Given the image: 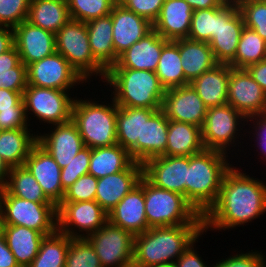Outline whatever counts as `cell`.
Returning a JSON list of instances; mask_svg holds the SVG:
<instances>
[{"label": "cell", "mask_w": 266, "mask_h": 267, "mask_svg": "<svg viewBox=\"0 0 266 267\" xmlns=\"http://www.w3.org/2000/svg\"><path fill=\"white\" fill-rule=\"evenodd\" d=\"M235 168V169H234ZM232 166L224 175L216 203L203 216L204 232L244 225L266 212V184Z\"/></svg>", "instance_id": "6da1fadb"}, {"label": "cell", "mask_w": 266, "mask_h": 267, "mask_svg": "<svg viewBox=\"0 0 266 267\" xmlns=\"http://www.w3.org/2000/svg\"><path fill=\"white\" fill-rule=\"evenodd\" d=\"M203 233L204 225L149 228L134 237L132 267L174 264L192 243L198 242Z\"/></svg>", "instance_id": "7a4b0ae2"}, {"label": "cell", "mask_w": 266, "mask_h": 267, "mask_svg": "<svg viewBox=\"0 0 266 267\" xmlns=\"http://www.w3.org/2000/svg\"><path fill=\"white\" fill-rule=\"evenodd\" d=\"M226 157L210 149L189 156L185 199L202 216L216 203L224 175L232 167Z\"/></svg>", "instance_id": "3957f363"}, {"label": "cell", "mask_w": 266, "mask_h": 267, "mask_svg": "<svg viewBox=\"0 0 266 267\" xmlns=\"http://www.w3.org/2000/svg\"><path fill=\"white\" fill-rule=\"evenodd\" d=\"M104 79L113 86V100L118 106L161 109L166 90L155 72L109 68Z\"/></svg>", "instance_id": "277c9868"}, {"label": "cell", "mask_w": 266, "mask_h": 267, "mask_svg": "<svg viewBox=\"0 0 266 267\" xmlns=\"http://www.w3.org/2000/svg\"><path fill=\"white\" fill-rule=\"evenodd\" d=\"M100 104L94 101L75 99L72 121L76 124L85 146L94 149L117 144L118 105Z\"/></svg>", "instance_id": "5b68a950"}, {"label": "cell", "mask_w": 266, "mask_h": 267, "mask_svg": "<svg viewBox=\"0 0 266 267\" xmlns=\"http://www.w3.org/2000/svg\"><path fill=\"white\" fill-rule=\"evenodd\" d=\"M145 212L148 226L203 225V216L177 192L156 187L144 177Z\"/></svg>", "instance_id": "8992f818"}, {"label": "cell", "mask_w": 266, "mask_h": 267, "mask_svg": "<svg viewBox=\"0 0 266 267\" xmlns=\"http://www.w3.org/2000/svg\"><path fill=\"white\" fill-rule=\"evenodd\" d=\"M56 52L60 53L86 81L94 74L105 78L106 70L95 60L86 23L70 20L55 34Z\"/></svg>", "instance_id": "52a82bcc"}, {"label": "cell", "mask_w": 266, "mask_h": 267, "mask_svg": "<svg viewBox=\"0 0 266 267\" xmlns=\"http://www.w3.org/2000/svg\"><path fill=\"white\" fill-rule=\"evenodd\" d=\"M0 209L4 225L24 226L45 236L57 230V206L53 202H32L11 195L4 188Z\"/></svg>", "instance_id": "ba28073f"}, {"label": "cell", "mask_w": 266, "mask_h": 267, "mask_svg": "<svg viewBox=\"0 0 266 267\" xmlns=\"http://www.w3.org/2000/svg\"><path fill=\"white\" fill-rule=\"evenodd\" d=\"M134 235L107 221L85 239L91 244L102 267H132Z\"/></svg>", "instance_id": "9c48e42d"}, {"label": "cell", "mask_w": 266, "mask_h": 267, "mask_svg": "<svg viewBox=\"0 0 266 267\" xmlns=\"http://www.w3.org/2000/svg\"><path fill=\"white\" fill-rule=\"evenodd\" d=\"M67 91L27 85L23 92V102L27 120L32 111L36 118L54 125L72 120L74 98Z\"/></svg>", "instance_id": "30bf717a"}, {"label": "cell", "mask_w": 266, "mask_h": 267, "mask_svg": "<svg viewBox=\"0 0 266 267\" xmlns=\"http://www.w3.org/2000/svg\"><path fill=\"white\" fill-rule=\"evenodd\" d=\"M107 221L108 213L95 200L61 202L57 206V230L71 238H86ZM72 226L75 227L74 230ZM78 228L79 233L75 230ZM84 231L85 235L80 234Z\"/></svg>", "instance_id": "8fae6325"}, {"label": "cell", "mask_w": 266, "mask_h": 267, "mask_svg": "<svg viewBox=\"0 0 266 267\" xmlns=\"http://www.w3.org/2000/svg\"><path fill=\"white\" fill-rule=\"evenodd\" d=\"M246 117L231 105L209 107L202 132V143L205 149L227 153V148L234 144L238 127ZM241 120V121H240Z\"/></svg>", "instance_id": "7c38bea8"}, {"label": "cell", "mask_w": 266, "mask_h": 267, "mask_svg": "<svg viewBox=\"0 0 266 267\" xmlns=\"http://www.w3.org/2000/svg\"><path fill=\"white\" fill-rule=\"evenodd\" d=\"M244 27L237 2L227 1L218 7L217 33L208 43L217 63L229 64L234 59Z\"/></svg>", "instance_id": "4fadbf2b"}, {"label": "cell", "mask_w": 266, "mask_h": 267, "mask_svg": "<svg viewBox=\"0 0 266 267\" xmlns=\"http://www.w3.org/2000/svg\"><path fill=\"white\" fill-rule=\"evenodd\" d=\"M85 81L60 54H54L27 65L28 85L70 91V88Z\"/></svg>", "instance_id": "5bb4252c"}, {"label": "cell", "mask_w": 266, "mask_h": 267, "mask_svg": "<svg viewBox=\"0 0 266 267\" xmlns=\"http://www.w3.org/2000/svg\"><path fill=\"white\" fill-rule=\"evenodd\" d=\"M228 104L246 118L266 113V94L245 68H231Z\"/></svg>", "instance_id": "9a60e30c"}, {"label": "cell", "mask_w": 266, "mask_h": 267, "mask_svg": "<svg viewBox=\"0 0 266 267\" xmlns=\"http://www.w3.org/2000/svg\"><path fill=\"white\" fill-rule=\"evenodd\" d=\"M142 166L143 176L150 183L185 197L189 156L160 155L148 159Z\"/></svg>", "instance_id": "2e32d148"}, {"label": "cell", "mask_w": 266, "mask_h": 267, "mask_svg": "<svg viewBox=\"0 0 266 267\" xmlns=\"http://www.w3.org/2000/svg\"><path fill=\"white\" fill-rule=\"evenodd\" d=\"M207 109L190 84L167 89L161 106L168 120L185 122L201 128L205 122Z\"/></svg>", "instance_id": "e0dca14e"}, {"label": "cell", "mask_w": 266, "mask_h": 267, "mask_svg": "<svg viewBox=\"0 0 266 267\" xmlns=\"http://www.w3.org/2000/svg\"><path fill=\"white\" fill-rule=\"evenodd\" d=\"M24 166L38 181L45 195L58 206L64 198L65 190L61 183V168L53 157L36 143Z\"/></svg>", "instance_id": "ac0fdd59"}, {"label": "cell", "mask_w": 266, "mask_h": 267, "mask_svg": "<svg viewBox=\"0 0 266 267\" xmlns=\"http://www.w3.org/2000/svg\"><path fill=\"white\" fill-rule=\"evenodd\" d=\"M14 45L27 66L56 52L55 33L24 20L14 28Z\"/></svg>", "instance_id": "d6986e66"}, {"label": "cell", "mask_w": 266, "mask_h": 267, "mask_svg": "<svg viewBox=\"0 0 266 267\" xmlns=\"http://www.w3.org/2000/svg\"><path fill=\"white\" fill-rule=\"evenodd\" d=\"M108 221L134 236L147 231L148 226L145 212L144 176L119 203L108 213Z\"/></svg>", "instance_id": "ffe728a7"}, {"label": "cell", "mask_w": 266, "mask_h": 267, "mask_svg": "<svg viewBox=\"0 0 266 267\" xmlns=\"http://www.w3.org/2000/svg\"><path fill=\"white\" fill-rule=\"evenodd\" d=\"M143 176L141 163L133 162L127 169L98 179L95 201L109 213Z\"/></svg>", "instance_id": "44dd1931"}, {"label": "cell", "mask_w": 266, "mask_h": 267, "mask_svg": "<svg viewBox=\"0 0 266 267\" xmlns=\"http://www.w3.org/2000/svg\"><path fill=\"white\" fill-rule=\"evenodd\" d=\"M52 130L54 131L50 134H37V143L53 157L62 169L85 145L78 127L72 120L57 124Z\"/></svg>", "instance_id": "7402d4cb"}, {"label": "cell", "mask_w": 266, "mask_h": 267, "mask_svg": "<svg viewBox=\"0 0 266 267\" xmlns=\"http://www.w3.org/2000/svg\"><path fill=\"white\" fill-rule=\"evenodd\" d=\"M110 15L113 46L118 56L153 30L150 21L127 10L118 2L113 6Z\"/></svg>", "instance_id": "603a6c76"}, {"label": "cell", "mask_w": 266, "mask_h": 267, "mask_svg": "<svg viewBox=\"0 0 266 267\" xmlns=\"http://www.w3.org/2000/svg\"><path fill=\"white\" fill-rule=\"evenodd\" d=\"M157 110L118 106L117 143L129 151L135 162L141 163L143 117H151Z\"/></svg>", "instance_id": "cb8c5ba5"}, {"label": "cell", "mask_w": 266, "mask_h": 267, "mask_svg": "<svg viewBox=\"0 0 266 267\" xmlns=\"http://www.w3.org/2000/svg\"><path fill=\"white\" fill-rule=\"evenodd\" d=\"M168 42L153 29L120 54L117 62L110 68H131L155 72L162 49Z\"/></svg>", "instance_id": "d4e9b609"}, {"label": "cell", "mask_w": 266, "mask_h": 267, "mask_svg": "<svg viewBox=\"0 0 266 267\" xmlns=\"http://www.w3.org/2000/svg\"><path fill=\"white\" fill-rule=\"evenodd\" d=\"M193 12L185 0H165L153 29L168 41L188 38Z\"/></svg>", "instance_id": "484cf974"}, {"label": "cell", "mask_w": 266, "mask_h": 267, "mask_svg": "<svg viewBox=\"0 0 266 267\" xmlns=\"http://www.w3.org/2000/svg\"><path fill=\"white\" fill-rule=\"evenodd\" d=\"M231 68L229 64L218 63L190 83L207 108L228 104L227 90Z\"/></svg>", "instance_id": "4316f807"}, {"label": "cell", "mask_w": 266, "mask_h": 267, "mask_svg": "<svg viewBox=\"0 0 266 267\" xmlns=\"http://www.w3.org/2000/svg\"><path fill=\"white\" fill-rule=\"evenodd\" d=\"M89 44L95 60L107 71L118 60L113 46L111 15L99 17L86 23Z\"/></svg>", "instance_id": "83f0119b"}, {"label": "cell", "mask_w": 266, "mask_h": 267, "mask_svg": "<svg viewBox=\"0 0 266 267\" xmlns=\"http://www.w3.org/2000/svg\"><path fill=\"white\" fill-rule=\"evenodd\" d=\"M173 42L179 47L181 66L189 84L202 73L218 64L207 42L193 41L188 38L174 40Z\"/></svg>", "instance_id": "f1b7e54d"}, {"label": "cell", "mask_w": 266, "mask_h": 267, "mask_svg": "<svg viewBox=\"0 0 266 267\" xmlns=\"http://www.w3.org/2000/svg\"><path fill=\"white\" fill-rule=\"evenodd\" d=\"M201 127L168 120L167 145L162 155L191 156L204 150Z\"/></svg>", "instance_id": "f546056e"}, {"label": "cell", "mask_w": 266, "mask_h": 267, "mask_svg": "<svg viewBox=\"0 0 266 267\" xmlns=\"http://www.w3.org/2000/svg\"><path fill=\"white\" fill-rule=\"evenodd\" d=\"M3 234L19 267H28L32 263L45 237L39 231L18 225H4Z\"/></svg>", "instance_id": "4dcf8cb0"}, {"label": "cell", "mask_w": 266, "mask_h": 267, "mask_svg": "<svg viewBox=\"0 0 266 267\" xmlns=\"http://www.w3.org/2000/svg\"><path fill=\"white\" fill-rule=\"evenodd\" d=\"M71 20L68 4L55 0H30L27 21L42 29L57 33Z\"/></svg>", "instance_id": "1f68e13d"}, {"label": "cell", "mask_w": 266, "mask_h": 267, "mask_svg": "<svg viewBox=\"0 0 266 267\" xmlns=\"http://www.w3.org/2000/svg\"><path fill=\"white\" fill-rule=\"evenodd\" d=\"M29 128L0 131V156L9 167L24 166L25 160L37 143Z\"/></svg>", "instance_id": "d6a6232c"}, {"label": "cell", "mask_w": 266, "mask_h": 267, "mask_svg": "<svg viewBox=\"0 0 266 267\" xmlns=\"http://www.w3.org/2000/svg\"><path fill=\"white\" fill-rule=\"evenodd\" d=\"M134 162L128 150L118 143L91 149L88 173L97 179L127 169Z\"/></svg>", "instance_id": "836d02e7"}, {"label": "cell", "mask_w": 266, "mask_h": 267, "mask_svg": "<svg viewBox=\"0 0 266 267\" xmlns=\"http://www.w3.org/2000/svg\"><path fill=\"white\" fill-rule=\"evenodd\" d=\"M167 132L168 119L161 109L151 117H143L141 164L165 152Z\"/></svg>", "instance_id": "e575fe53"}, {"label": "cell", "mask_w": 266, "mask_h": 267, "mask_svg": "<svg viewBox=\"0 0 266 267\" xmlns=\"http://www.w3.org/2000/svg\"><path fill=\"white\" fill-rule=\"evenodd\" d=\"M181 64L179 47L173 41H169L162 49L155 71L165 90L189 85Z\"/></svg>", "instance_id": "d590c367"}, {"label": "cell", "mask_w": 266, "mask_h": 267, "mask_svg": "<svg viewBox=\"0 0 266 267\" xmlns=\"http://www.w3.org/2000/svg\"><path fill=\"white\" fill-rule=\"evenodd\" d=\"M70 237L56 230L45 236L39 252L28 267H65Z\"/></svg>", "instance_id": "8d00e7d4"}, {"label": "cell", "mask_w": 266, "mask_h": 267, "mask_svg": "<svg viewBox=\"0 0 266 267\" xmlns=\"http://www.w3.org/2000/svg\"><path fill=\"white\" fill-rule=\"evenodd\" d=\"M4 188L13 196L32 202H52L25 166L11 167Z\"/></svg>", "instance_id": "74e56055"}, {"label": "cell", "mask_w": 266, "mask_h": 267, "mask_svg": "<svg viewBox=\"0 0 266 267\" xmlns=\"http://www.w3.org/2000/svg\"><path fill=\"white\" fill-rule=\"evenodd\" d=\"M266 59V41L254 30L244 27L234 59L229 63L233 68H247Z\"/></svg>", "instance_id": "f35d334b"}, {"label": "cell", "mask_w": 266, "mask_h": 267, "mask_svg": "<svg viewBox=\"0 0 266 267\" xmlns=\"http://www.w3.org/2000/svg\"><path fill=\"white\" fill-rule=\"evenodd\" d=\"M117 0H68L72 20L87 23L111 13Z\"/></svg>", "instance_id": "ab89813d"}, {"label": "cell", "mask_w": 266, "mask_h": 267, "mask_svg": "<svg viewBox=\"0 0 266 267\" xmlns=\"http://www.w3.org/2000/svg\"><path fill=\"white\" fill-rule=\"evenodd\" d=\"M218 7L194 10L188 39L207 42L217 33Z\"/></svg>", "instance_id": "60d3db41"}, {"label": "cell", "mask_w": 266, "mask_h": 267, "mask_svg": "<svg viewBox=\"0 0 266 267\" xmlns=\"http://www.w3.org/2000/svg\"><path fill=\"white\" fill-rule=\"evenodd\" d=\"M65 267H102L99 257L85 238H71Z\"/></svg>", "instance_id": "b9f144b4"}, {"label": "cell", "mask_w": 266, "mask_h": 267, "mask_svg": "<svg viewBox=\"0 0 266 267\" xmlns=\"http://www.w3.org/2000/svg\"><path fill=\"white\" fill-rule=\"evenodd\" d=\"M244 25L266 41V0L237 1Z\"/></svg>", "instance_id": "7bdbcfd3"}, {"label": "cell", "mask_w": 266, "mask_h": 267, "mask_svg": "<svg viewBox=\"0 0 266 267\" xmlns=\"http://www.w3.org/2000/svg\"><path fill=\"white\" fill-rule=\"evenodd\" d=\"M91 148L85 146L67 166L61 169V183L64 190L71 186L82 175L88 174Z\"/></svg>", "instance_id": "ee69618b"}, {"label": "cell", "mask_w": 266, "mask_h": 267, "mask_svg": "<svg viewBox=\"0 0 266 267\" xmlns=\"http://www.w3.org/2000/svg\"><path fill=\"white\" fill-rule=\"evenodd\" d=\"M30 0H0V26L15 28L27 20Z\"/></svg>", "instance_id": "f6af8a7d"}, {"label": "cell", "mask_w": 266, "mask_h": 267, "mask_svg": "<svg viewBox=\"0 0 266 267\" xmlns=\"http://www.w3.org/2000/svg\"><path fill=\"white\" fill-rule=\"evenodd\" d=\"M98 179L91 174L82 175L65 190L61 202L93 201L96 196Z\"/></svg>", "instance_id": "bcb514c9"}, {"label": "cell", "mask_w": 266, "mask_h": 267, "mask_svg": "<svg viewBox=\"0 0 266 267\" xmlns=\"http://www.w3.org/2000/svg\"><path fill=\"white\" fill-rule=\"evenodd\" d=\"M124 8L152 24L157 20L165 0H117Z\"/></svg>", "instance_id": "7dc6e473"}, {"label": "cell", "mask_w": 266, "mask_h": 267, "mask_svg": "<svg viewBox=\"0 0 266 267\" xmlns=\"http://www.w3.org/2000/svg\"><path fill=\"white\" fill-rule=\"evenodd\" d=\"M240 253L218 261L214 267H266V260L260 252Z\"/></svg>", "instance_id": "c3c4849f"}, {"label": "cell", "mask_w": 266, "mask_h": 267, "mask_svg": "<svg viewBox=\"0 0 266 267\" xmlns=\"http://www.w3.org/2000/svg\"><path fill=\"white\" fill-rule=\"evenodd\" d=\"M27 85V66L22 61L14 67V72L0 73L1 89L24 92Z\"/></svg>", "instance_id": "681fc988"}, {"label": "cell", "mask_w": 266, "mask_h": 267, "mask_svg": "<svg viewBox=\"0 0 266 267\" xmlns=\"http://www.w3.org/2000/svg\"><path fill=\"white\" fill-rule=\"evenodd\" d=\"M25 110H0V131L28 128Z\"/></svg>", "instance_id": "f907efd6"}, {"label": "cell", "mask_w": 266, "mask_h": 267, "mask_svg": "<svg viewBox=\"0 0 266 267\" xmlns=\"http://www.w3.org/2000/svg\"><path fill=\"white\" fill-rule=\"evenodd\" d=\"M0 110H25L23 92L0 88Z\"/></svg>", "instance_id": "816d5d0a"}, {"label": "cell", "mask_w": 266, "mask_h": 267, "mask_svg": "<svg viewBox=\"0 0 266 267\" xmlns=\"http://www.w3.org/2000/svg\"><path fill=\"white\" fill-rule=\"evenodd\" d=\"M192 243L188 249L176 260L173 264L174 267H209L207 266L201 257L197 254L193 247H195ZM212 267V265L210 266ZM214 267V266H213Z\"/></svg>", "instance_id": "f5cc1de1"}, {"label": "cell", "mask_w": 266, "mask_h": 267, "mask_svg": "<svg viewBox=\"0 0 266 267\" xmlns=\"http://www.w3.org/2000/svg\"><path fill=\"white\" fill-rule=\"evenodd\" d=\"M249 119H250V122L253 119L256 121V123L254 121V124H253V125L256 124L255 126H253L255 128L256 133H252V134H254V136H255V134L257 135L256 138L258 140H256V141H259L258 142L260 144L259 149H260V151H262L261 154L266 157V113L252 115L250 117H247L246 121L249 122Z\"/></svg>", "instance_id": "db71d44e"}, {"label": "cell", "mask_w": 266, "mask_h": 267, "mask_svg": "<svg viewBox=\"0 0 266 267\" xmlns=\"http://www.w3.org/2000/svg\"><path fill=\"white\" fill-rule=\"evenodd\" d=\"M20 62V55L14 45L7 52L0 54V73L14 72V67Z\"/></svg>", "instance_id": "11a10c76"}, {"label": "cell", "mask_w": 266, "mask_h": 267, "mask_svg": "<svg viewBox=\"0 0 266 267\" xmlns=\"http://www.w3.org/2000/svg\"><path fill=\"white\" fill-rule=\"evenodd\" d=\"M246 69L266 94V59L251 64Z\"/></svg>", "instance_id": "9f6ffc18"}, {"label": "cell", "mask_w": 266, "mask_h": 267, "mask_svg": "<svg viewBox=\"0 0 266 267\" xmlns=\"http://www.w3.org/2000/svg\"><path fill=\"white\" fill-rule=\"evenodd\" d=\"M0 267H19L7 245L4 234L0 235Z\"/></svg>", "instance_id": "6f0895ef"}, {"label": "cell", "mask_w": 266, "mask_h": 267, "mask_svg": "<svg viewBox=\"0 0 266 267\" xmlns=\"http://www.w3.org/2000/svg\"><path fill=\"white\" fill-rule=\"evenodd\" d=\"M14 46V29L0 26V54L7 52Z\"/></svg>", "instance_id": "680465c9"}, {"label": "cell", "mask_w": 266, "mask_h": 267, "mask_svg": "<svg viewBox=\"0 0 266 267\" xmlns=\"http://www.w3.org/2000/svg\"><path fill=\"white\" fill-rule=\"evenodd\" d=\"M193 10L217 8L224 5L227 0H185Z\"/></svg>", "instance_id": "91938a15"}, {"label": "cell", "mask_w": 266, "mask_h": 267, "mask_svg": "<svg viewBox=\"0 0 266 267\" xmlns=\"http://www.w3.org/2000/svg\"><path fill=\"white\" fill-rule=\"evenodd\" d=\"M9 171V165L0 156V185L5 186V184L7 183Z\"/></svg>", "instance_id": "94428289"}, {"label": "cell", "mask_w": 266, "mask_h": 267, "mask_svg": "<svg viewBox=\"0 0 266 267\" xmlns=\"http://www.w3.org/2000/svg\"><path fill=\"white\" fill-rule=\"evenodd\" d=\"M3 227H4L3 215H2V211L0 209V235L3 234Z\"/></svg>", "instance_id": "6125c7cd"}, {"label": "cell", "mask_w": 266, "mask_h": 267, "mask_svg": "<svg viewBox=\"0 0 266 267\" xmlns=\"http://www.w3.org/2000/svg\"><path fill=\"white\" fill-rule=\"evenodd\" d=\"M151 267H174V265L173 264H160V265H154Z\"/></svg>", "instance_id": "be15d7a7"}, {"label": "cell", "mask_w": 266, "mask_h": 267, "mask_svg": "<svg viewBox=\"0 0 266 267\" xmlns=\"http://www.w3.org/2000/svg\"><path fill=\"white\" fill-rule=\"evenodd\" d=\"M4 186L0 185V206H1V196L3 192Z\"/></svg>", "instance_id": "e7e4bbea"}, {"label": "cell", "mask_w": 266, "mask_h": 267, "mask_svg": "<svg viewBox=\"0 0 266 267\" xmlns=\"http://www.w3.org/2000/svg\"><path fill=\"white\" fill-rule=\"evenodd\" d=\"M227 1L237 2V1H246V0H227Z\"/></svg>", "instance_id": "03108f58"}, {"label": "cell", "mask_w": 266, "mask_h": 267, "mask_svg": "<svg viewBox=\"0 0 266 267\" xmlns=\"http://www.w3.org/2000/svg\"><path fill=\"white\" fill-rule=\"evenodd\" d=\"M55 1H60V2H68V0H55Z\"/></svg>", "instance_id": "003e7915"}]
</instances>
